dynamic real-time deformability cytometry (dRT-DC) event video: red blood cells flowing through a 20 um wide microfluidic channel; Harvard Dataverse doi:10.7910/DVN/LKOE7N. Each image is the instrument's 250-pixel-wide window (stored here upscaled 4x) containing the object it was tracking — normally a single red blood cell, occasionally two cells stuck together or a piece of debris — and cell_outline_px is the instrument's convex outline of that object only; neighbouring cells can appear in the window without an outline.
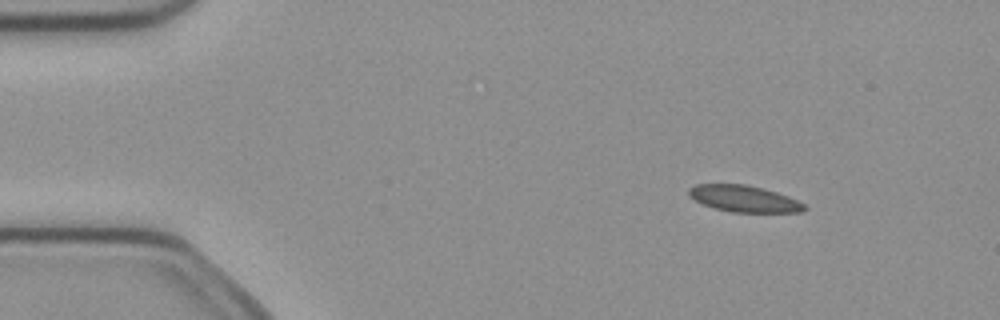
{"species": "common noctule bat (a hibernating species)", "species_latin": "Nyctalus noctula", "temperature_condition": "cold", "stored_images_in_passage": 4, "camera_frame_rate_fps": 3000, "um_per_image_px": 0.085, "animal": {"sex": "female", "body_mass_g": 21.9}, "frame": {"image": 1, "passage_image": 2, "time_ms": 0.333, "image_size_px": [1000, 320], "cell_outline_px": [[808, 208], [804, 212], [732, 212], [716, 208], [704, 204], [688, 196], [688, 188], [696, 184], [744, 184], [764, 188], [788, 196], [804, 204]], "centroid_in_image_um": [63.25, 16.88], "position_along_channel_um": 21.7, "area_um2": 17.8}}